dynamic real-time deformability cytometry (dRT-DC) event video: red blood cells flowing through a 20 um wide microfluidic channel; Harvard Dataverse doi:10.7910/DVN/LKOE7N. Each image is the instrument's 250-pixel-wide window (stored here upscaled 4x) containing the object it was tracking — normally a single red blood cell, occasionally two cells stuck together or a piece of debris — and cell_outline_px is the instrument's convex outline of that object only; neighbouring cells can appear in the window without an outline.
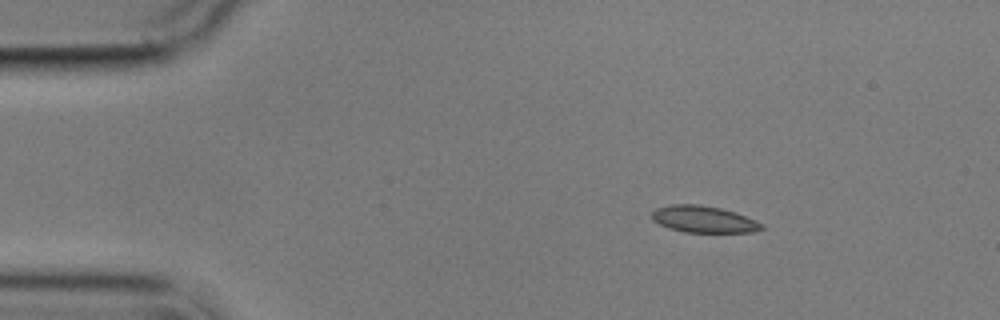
{"species": "common noctule bat (a hibernating species)", "species_latin": "Nyctalus noctula", "temperature_condition": "cold", "stored_images_in_passage": 6, "camera_frame_rate_fps": 3000, "um_per_image_px": 0.085, "animal": {"sex": "male", "body_mass_g": 17.9}, "frame": {"image": 1, "passage_image": 3, "time_ms": 2.333, "image_size_px": [1000, 320], "cell_outline_px": [[764, 228], [752, 232], [684, 232], [668, 228], [652, 220], [652, 212], [656, 208], [672, 204], [700, 204], [720, 208], [736, 212], [756, 220], [764, 224]], "centroid_in_image_um": [59.82, 18.63], "position_along_channel_um": 25.2, "area_um2": 17.17}}
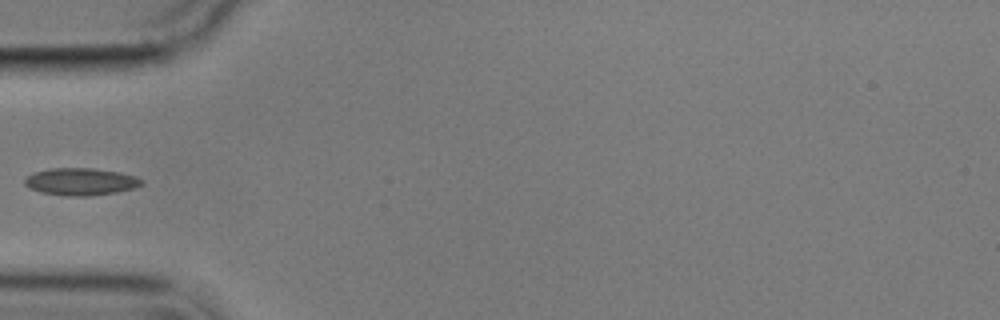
{"frame": {"image": 2, "passage_image": 6, "time_ms": 5.667, "image_size_px": [1000, 320], "cell_outline_px": [[144, 184], [136, 188], [116, 192], [88, 196], [68, 196], [40, 192], [28, 188], [24, 184], [24, 180], [32, 172], [52, 168], [92, 168], [120, 172], [136, 176], [144, 180]], "centroid_in_image_um": [6.88, 15.44], "position_along_channel_um": 78.1, "area_um2": 18.79}}